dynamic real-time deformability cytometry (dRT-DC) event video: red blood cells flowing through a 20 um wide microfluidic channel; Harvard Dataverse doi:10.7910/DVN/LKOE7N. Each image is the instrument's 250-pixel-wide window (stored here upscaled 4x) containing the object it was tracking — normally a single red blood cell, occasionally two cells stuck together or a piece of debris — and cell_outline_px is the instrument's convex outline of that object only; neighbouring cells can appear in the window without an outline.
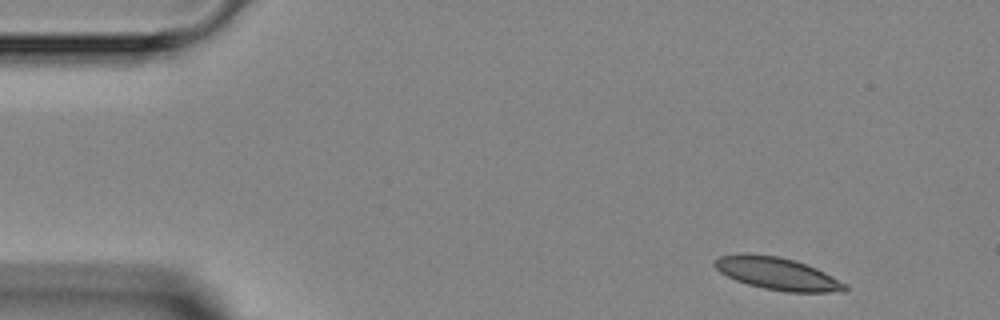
{"species": "Egyptian fruit bat (a non-hibernating species)", "species_latin": "Rousettus aegyptiacus", "temperature_condition": "room temperature", "stored_images_in_passage": 3, "segment_of_instrument_passage": [2, 2], "camera_frame_rate_fps": 3000, "um_per_image_px": 0.085, "animal": {"sex": "female"}, "frame": {"image": 1, "passage_image": 3, "time_ms": 3.0, "image_size_px": [1000, 320], "cell_outline_px": [[848, 292], [788, 292], [764, 288], [748, 284], [736, 280], [720, 272], [712, 264], [720, 256], [776, 256], [792, 260], [816, 268], [848, 284]], "centroid_in_image_um": [66.18, 23.32], "position_along_channel_um": 18.8, "area_um2": 23.76}}